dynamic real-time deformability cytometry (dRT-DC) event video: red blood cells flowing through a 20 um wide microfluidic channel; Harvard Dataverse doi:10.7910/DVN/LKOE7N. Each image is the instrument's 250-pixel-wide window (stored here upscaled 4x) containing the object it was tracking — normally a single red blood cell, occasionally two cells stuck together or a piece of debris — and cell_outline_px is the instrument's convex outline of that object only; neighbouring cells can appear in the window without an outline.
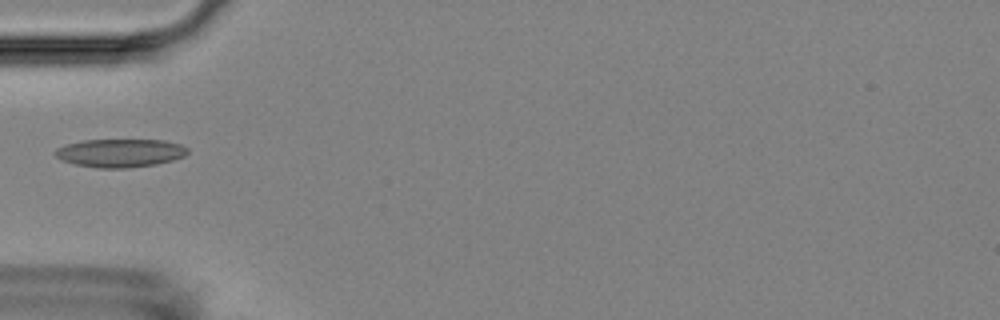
{"species": "Egyptian fruit bat (a non-hibernating species)", "species_latin": "Rousettus aegyptiacus", "temperature_condition": "room temperature", "stored_images_in_passage": 2, "camera_frame_rate_fps": 3000, "um_per_image_px": 0.085, "animal": {"sex": "female"}, "frame": {"image": 1, "passage_image": 2, "time_ms": 1.0, "image_size_px": [1000, 320], "cell_outline_px": [[188, 152], [184, 156], [172, 160], [156, 164], [124, 168], [96, 168], [76, 164], [60, 160], [52, 152], [56, 148], [68, 144], [84, 140], [164, 140], [180, 144], [188, 148]], "centroid_in_image_um": [10.19, 13.0], "position_along_channel_um": 74.8, "area_um2": 21.79}}